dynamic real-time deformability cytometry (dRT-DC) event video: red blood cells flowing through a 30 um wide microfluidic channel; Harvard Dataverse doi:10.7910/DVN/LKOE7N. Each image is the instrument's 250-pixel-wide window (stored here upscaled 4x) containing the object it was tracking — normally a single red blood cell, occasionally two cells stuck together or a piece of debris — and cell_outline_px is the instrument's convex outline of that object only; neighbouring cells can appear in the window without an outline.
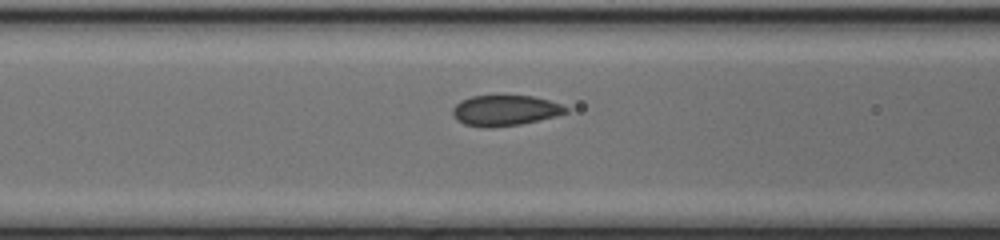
{"species": "common noctule bat (a hibernating species)", "species_latin": "Nyctalus noctula", "temperature_condition": "cold", "stored_images_in_passage": 30, "camera_frame_rate_fps": 3000, "um_per_image_px": 0.085, "animal": {"sex": "female", "body_mass_g": 17.0, "forearm_length_mm": 48.0}, "frame": {"image": 1, "passage_image": 11, "time_ms": 3.333, "image_size_px": [1000, 240], "cell_outline_px": [[568, 112], [556, 116], [520, 124], [488, 128], [464, 124], [456, 120], [452, 112], [452, 108], [460, 100], [472, 96], [532, 96], [548, 100], [560, 104], [568, 108]], "centroid_in_image_um": [42.9, 9.39], "position_along_channel_um": 123.7, "area_um2": 20.06}}
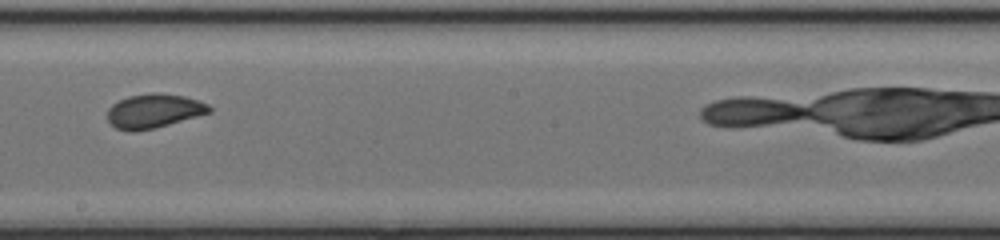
{"frame": {"image": 2, "passage_image": 19, "time_ms": 6.0, "image_size_px": [1000, 240], "cell_outline_px": [[212, 112], [168, 124], [152, 128], [132, 132], [116, 128], [108, 120], [108, 108], [112, 104], [128, 96], [152, 92], [184, 96], [208, 104], [212, 108]], "centroid_in_image_um": [13.07, 9.42], "position_along_channel_um": 235.1, "area_um2": 20.0}}
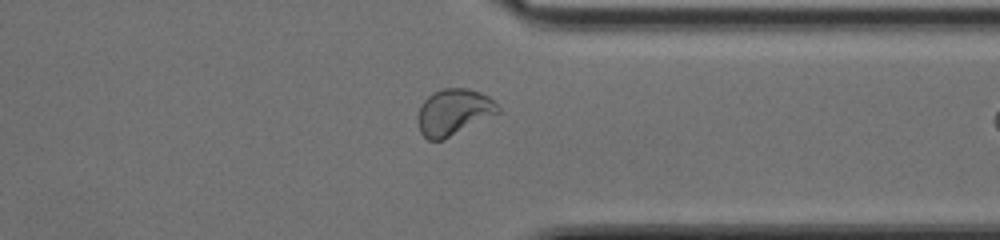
{"frame": {"image": 3, "passage_image": 29, "time_ms": 9.333, "image_size_px": [1000, 240], "cell_outline_px": [[500, 112], [444, 140], [428, 140], [420, 132], [416, 116], [420, 104], [432, 92], [444, 88], [468, 88], [480, 92], [488, 96], [500, 108]], "centroid_in_image_um": [38.52, 9.53], "position_along_channel_um": 372.9, "area_um2": 21.79}}